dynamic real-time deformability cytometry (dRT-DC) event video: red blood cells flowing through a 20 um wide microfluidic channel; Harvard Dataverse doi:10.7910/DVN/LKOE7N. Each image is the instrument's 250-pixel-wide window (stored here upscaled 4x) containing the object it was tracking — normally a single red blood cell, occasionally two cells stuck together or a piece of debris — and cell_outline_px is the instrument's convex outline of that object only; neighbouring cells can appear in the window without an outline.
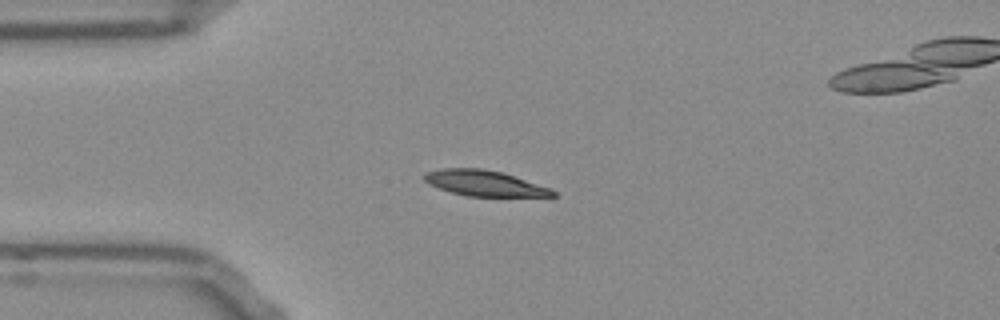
{"species": "Egyptian fruit bat (a non-hibernating species)", "species_latin": "Rousettus aegyptiacus", "temperature_condition": "room temperature", "stored_images_in_passage": 53, "camera_frame_rate_fps": 3000, "um_per_image_px": 0.085, "frame": {"image": 1, "passage_image": 12, "time_ms": 3.667, "image_size_px": [1000, 320], "cell_outline_px": [[556, 196], [464, 196], [428, 184], [424, 180], [424, 172], [440, 168], [480, 168], [500, 172], [552, 188], [556, 192]], "centroid_in_image_um": [41.15, 15.57], "position_along_channel_um": 43.8, "area_um2": 19.07}}
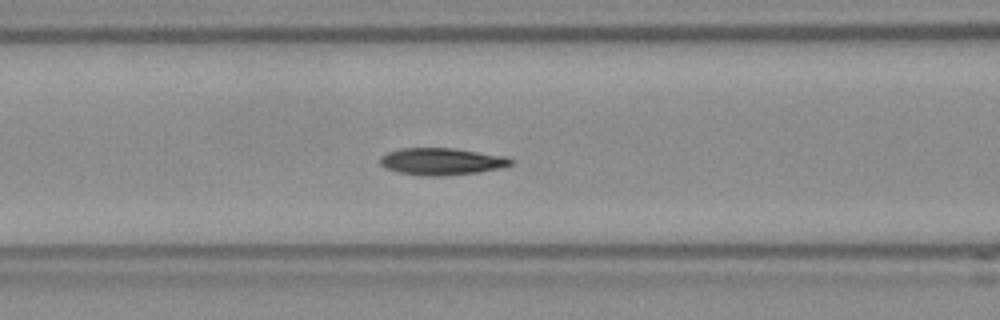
{"frame": {"image": 2, "passage_image": 20, "time_ms": 6.333, "image_size_px": [1000, 320], "cell_outline_px": [[516, 160], [512, 164], [500, 168], [476, 172], [444, 176], [424, 176], [400, 172], [384, 168], [380, 164], [380, 156], [388, 152], [404, 148], [452, 148], [504, 156]], "centroid_in_image_um": [37.53, 13.73], "position_along_channel_um": 129.1, "area_um2": 20.46}}
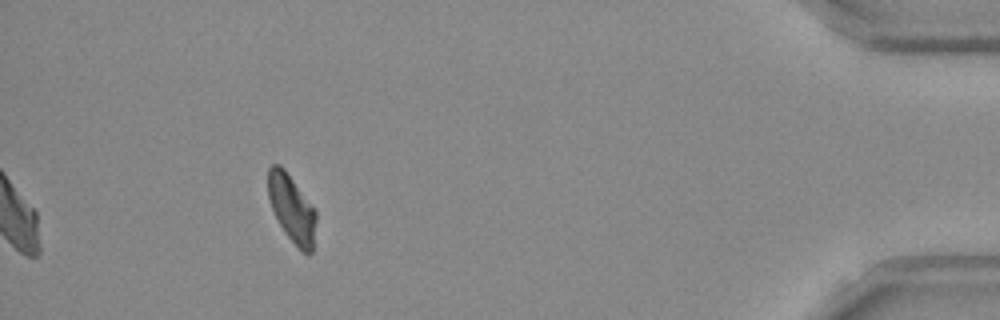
{"frame": {"image": 3, "passage_image": 47, "time_ms": 15.333, "image_size_px": [1000, 320], "cell_outline_px": [[316, 220], [312, 252], [304, 252], [284, 232], [268, 200], [268, 168], [272, 164], [280, 164], [284, 168], [316, 208]], "centroid_in_image_um": [24.8, 17.65], "position_along_channel_um": 410.4, "area_um2": 18.79}, "authors_computed_cell_mechanics": {"area_um2": 19.5942, "velocity_mm_per_s": 3.8346, "shape_relaxation_time_tau1_ms": 4.3332, "shape_relaxation_time_tau2_ms": 3.4508, "deformation_change_tau1": 0.147, "deformation_change_tau2": 0.0866}}